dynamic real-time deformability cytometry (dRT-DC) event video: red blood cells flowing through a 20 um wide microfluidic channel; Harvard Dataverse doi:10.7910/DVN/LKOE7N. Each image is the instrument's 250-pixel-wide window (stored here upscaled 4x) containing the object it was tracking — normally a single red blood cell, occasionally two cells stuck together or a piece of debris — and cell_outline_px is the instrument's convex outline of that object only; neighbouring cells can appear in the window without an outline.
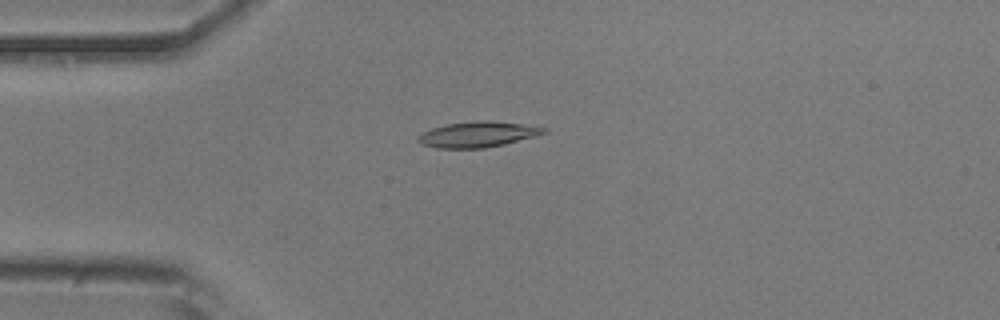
{"species": "common noctule bat (a hibernating species)", "species_latin": "Nyctalus noctula", "temperature_condition": "room temperature", "stored_images_in_passage": 54, "camera_frame_rate_fps": 3000, "um_per_image_px": 0.085, "animal": {"sex": "male", "body_mass_g": 20.5, "forearm_length_mm": 52.5}, "frame": {"image": 1, "passage_image": 13, "time_ms": 4.0, "image_size_px": [1000, 320], "cell_outline_px": [[548, 132], [536, 136], [504, 144], [484, 148], [436, 148], [420, 144], [416, 140], [416, 136], [432, 128], [448, 124], [480, 120], [488, 120], [524, 124], [548, 128]], "centroid_in_image_um": [40.61, 11.42], "position_along_channel_um": 44.4, "area_um2": 18.84}}
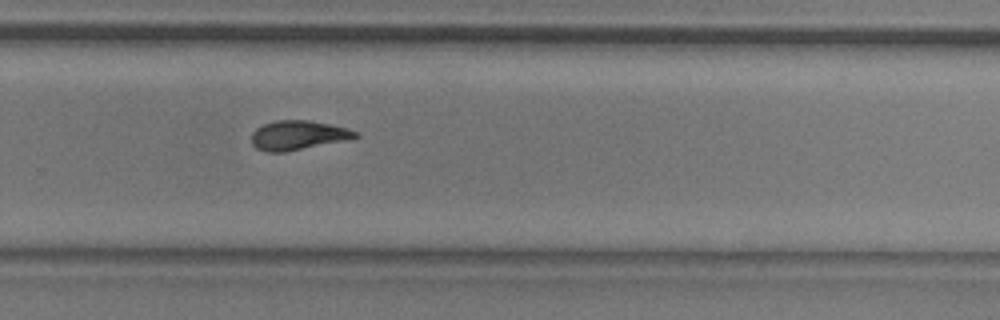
{"frame": {"image": 2, "passage_image": 35, "time_ms": 11.333, "image_size_px": [1000, 320], "cell_outline_px": [[360, 136], [352, 140], [284, 152], [268, 152], [256, 148], [252, 144], [252, 132], [256, 128], [264, 124], [276, 120], [308, 120], [348, 128], [356, 132]], "centroid_in_image_um": [25.37, 11.5], "position_along_channel_um": 304.4, "area_um2": 17.92}}
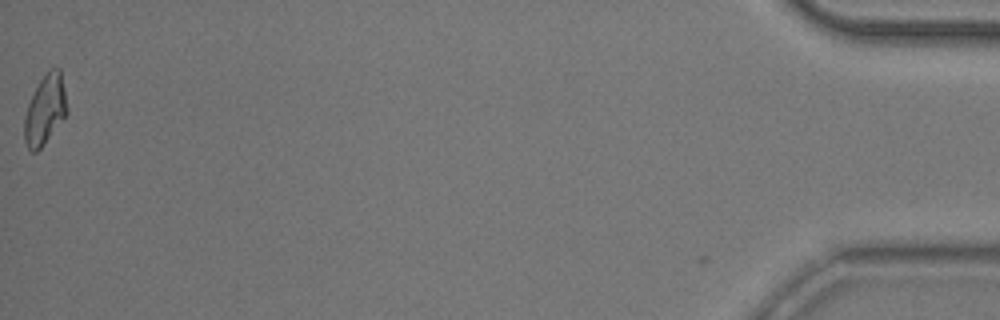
{"frame": {"image": 3, "passage_image": 53, "time_ms": 17.333, "image_size_px": [1000, 320], "cell_outline_px": [[68, 112], [44, 144], [36, 152], [32, 152], [28, 148], [24, 140], [24, 116], [28, 104], [40, 80], [52, 68], [60, 68], [68, 108]], "centroid_in_image_um": [3.83, 9.35], "position_along_channel_um": 431.4, "area_um2": 17.05}, "authors_computed_cell_mechanics": {"area_um2": 17.8024, "velocity_mm_per_s": 3.7884, "shape_relaxation_time_tau1_ms": 5.7886, "shape_relaxation_time_tau2_ms": 2.7275, "deformation_change_tau1": 0.1652, "deformation_change_tau2": 0.0853}}